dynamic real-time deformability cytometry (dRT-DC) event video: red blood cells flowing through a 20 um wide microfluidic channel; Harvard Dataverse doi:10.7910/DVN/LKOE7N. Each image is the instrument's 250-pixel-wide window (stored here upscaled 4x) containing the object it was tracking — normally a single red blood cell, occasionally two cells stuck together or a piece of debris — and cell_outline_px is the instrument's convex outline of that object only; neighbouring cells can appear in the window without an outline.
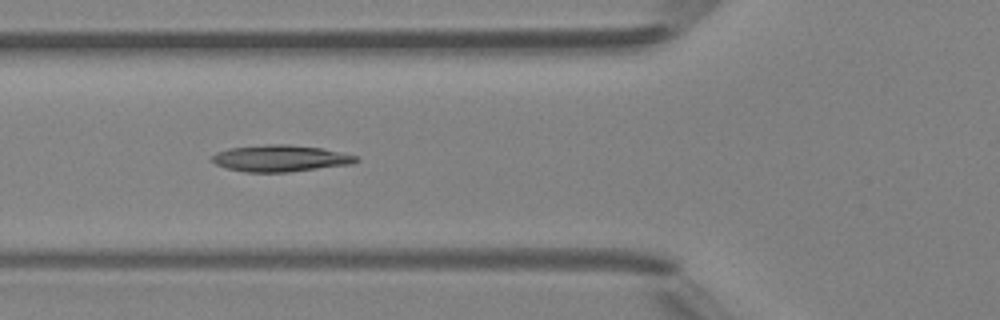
{"species": "Egyptian fruit bat (a non-hibernating species)", "species_latin": "Rousettus aegyptiacus", "temperature_condition": "room temperature", "stored_images_in_passage": 6, "camera_frame_rate_fps": 3000, "um_per_image_px": 0.085, "animal": {"sex": "female"}, "frame": {"image": 1, "passage_image": 6, "time_ms": 5.667, "image_size_px": [1000, 320], "cell_outline_px": [[360, 160], [352, 164], [288, 172], [244, 172], [224, 168], [216, 164], [212, 160], [212, 156], [216, 152], [228, 148], [268, 144], [288, 144], [320, 148], [356, 156]], "centroid_in_image_um": [23.78, 13.46], "position_along_channel_um": 102.0, "area_um2": 22.25}}